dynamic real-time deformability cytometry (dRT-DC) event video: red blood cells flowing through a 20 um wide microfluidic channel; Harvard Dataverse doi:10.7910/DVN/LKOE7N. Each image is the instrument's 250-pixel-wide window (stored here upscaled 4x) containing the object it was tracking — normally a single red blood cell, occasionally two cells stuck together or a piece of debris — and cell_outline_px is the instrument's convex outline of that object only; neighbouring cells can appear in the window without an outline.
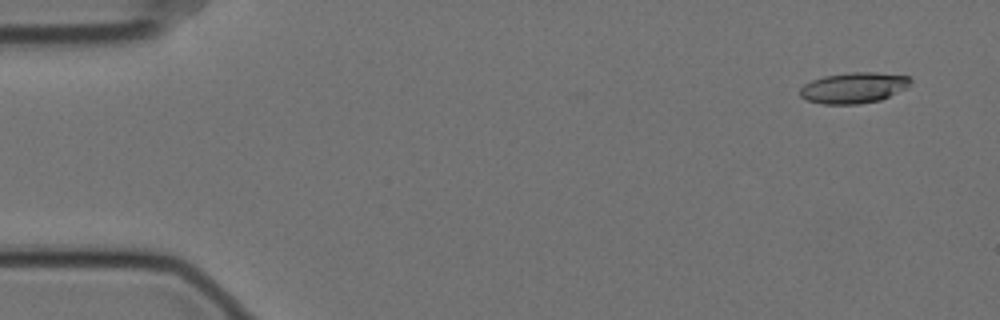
{"species": "Egyptian fruit bat (a non-hibernating species)", "species_latin": "Rousettus aegyptiacus", "temperature_condition": "cold", "stored_images_in_passage": 58, "camera_frame_rate_fps": 3000, "um_per_image_px": 0.085, "animal": {"sex": "female"}, "frame": {"image": 1, "passage_image": 4, "time_ms": 1.0, "image_size_px": [1000, 320], "cell_outline_px": [[912, 80], [908, 88], [880, 100], [860, 104], [824, 104], [808, 100], [800, 96], [800, 88], [804, 84], [812, 80], [824, 76], [852, 72], [876, 72], [908, 76]], "centroid_in_image_um": [72.59, 7.46], "position_along_channel_um": 12.4, "area_um2": 19.88}}
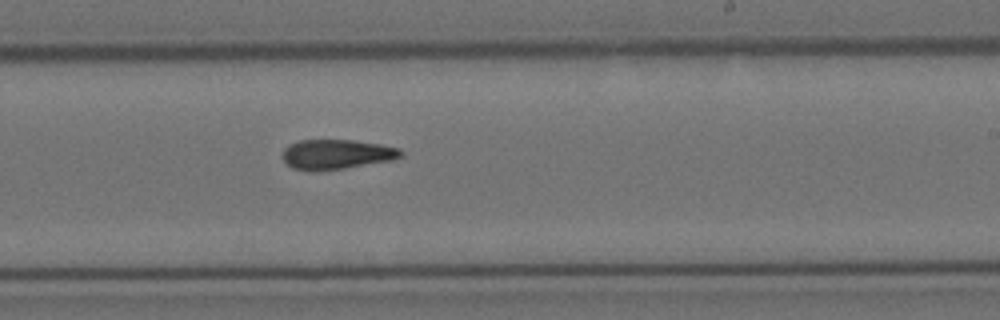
{"frame": {"image": 2, "passage_image": 35, "time_ms": 11.333, "image_size_px": [1000, 320], "cell_outline_px": [[404, 152], [400, 156], [392, 160], [320, 172], [308, 172], [292, 168], [280, 156], [284, 148], [288, 144], [300, 140], [352, 140], [380, 144], [400, 148]], "centroid_in_image_um": [28.55, 13.13], "position_along_channel_um": 260.5, "area_um2": 20.87}}
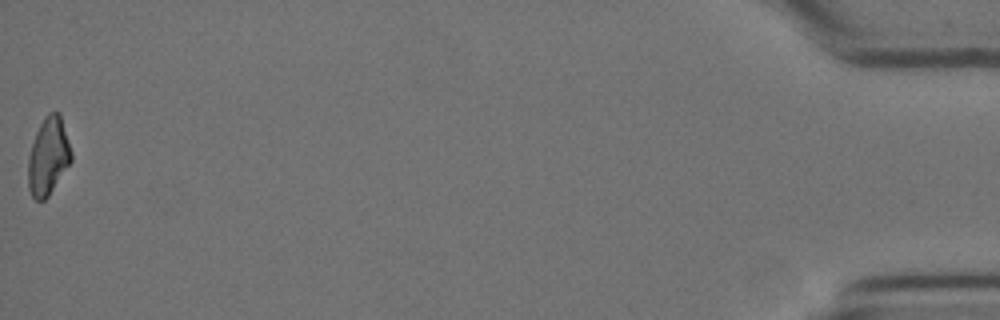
{"frame": {"image": 3, "passage_image": 58, "time_ms": 19.0, "image_size_px": [1000, 320], "cell_outline_px": [[72, 160], [48, 196], [44, 200], [36, 200], [32, 196], [28, 188], [28, 156], [36, 132], [44, 116], [48, 112], [60, 112], [72, 152]], "centroid_in_image_um": [4.1, 13.27], "position_along_channel_um": 431.1, "area_um2": 19.48}, "authors_computed_cell_mechanics": {"area_um2": 20.4323, "velocity_mm_per_s": 3.5136, "shape_relaxation_time_tau1_ms": 9.0583, "shape_relaxation_time_tau2_ms": 6.2504, "deformation_change_tau1": 0.2245, "deformation_change_tau2": 0.1577}}